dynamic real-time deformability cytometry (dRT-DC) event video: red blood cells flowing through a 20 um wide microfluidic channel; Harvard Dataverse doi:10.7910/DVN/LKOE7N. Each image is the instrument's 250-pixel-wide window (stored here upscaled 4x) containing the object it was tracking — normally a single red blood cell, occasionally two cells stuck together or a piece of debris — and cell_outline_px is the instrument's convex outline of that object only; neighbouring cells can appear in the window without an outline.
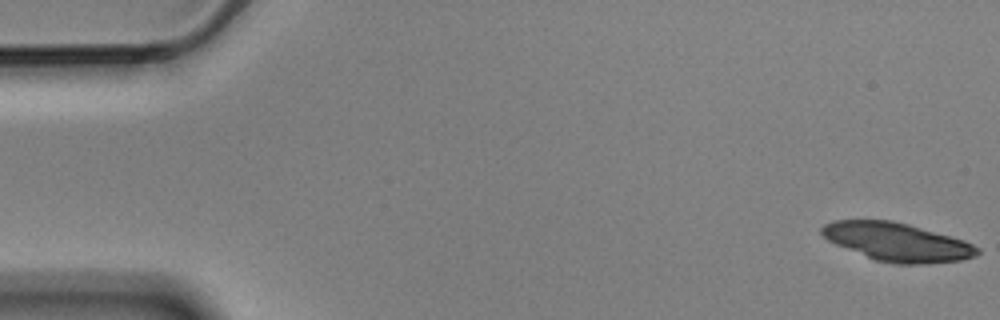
{"species": "Egyptian fruit bat (a non-hibernating species)", "species_latin": "Rousettus aegyptiacus", "temperature_condition": "cold", "stored_images_in_passage": 5, "camera_frame_rate_fps": 3000, "um_per_image_px": 0.085, "animal": {"sex": "male"}, "frame": {"image": 1, "passage_image": 1, "time_ms": 0.0, "image_size_px": [1000, 320], "cell_outline_px": [[980, 252], [976, 256], [960, 260], [928, 264], [900, 264], [876, 260], [836, 244], [828, 240], [820, 232], [820, 228], [824, 224], [832, 220], [892, 220], [908, 224], [964, 240], [980, 248]], "centroid_in_image_um": [76.27, 20.56], "position_along_channel_um": 8.7, "area_um2": 34.56}}